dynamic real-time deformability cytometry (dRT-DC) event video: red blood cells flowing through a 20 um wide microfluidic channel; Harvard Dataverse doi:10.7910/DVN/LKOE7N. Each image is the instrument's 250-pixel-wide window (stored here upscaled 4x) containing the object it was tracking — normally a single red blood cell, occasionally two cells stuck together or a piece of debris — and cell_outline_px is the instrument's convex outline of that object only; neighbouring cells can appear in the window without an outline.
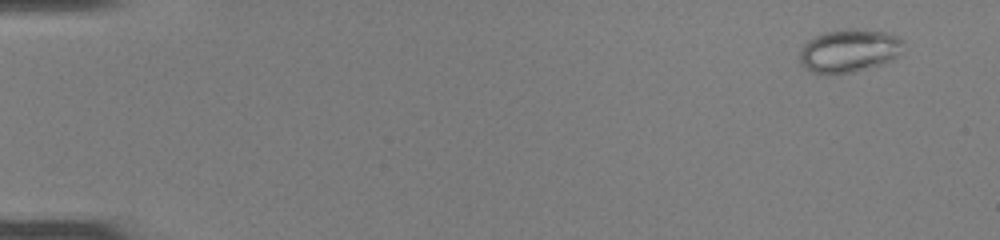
{"species": "common noctule bat (a hibernating species)", "species_latin": "Nyctalus noctula", "temperature_condition": "room temperature", "stored_images_in_passage": 51, "camera_frame_rate_fps": 3000, "um_per_image_px": 0.085, "animal": {"sex": "female", "body_mass_g": 22.0, "forearm_length_mm": 56.7}, "frame": {"image": 1, "passage_image": 4, "time_ms": 1.0, "image_size_px": [1000, 240], "cell_outline_px": [[900, 56], [896, 60], [852, 72], [812, 72], [804, 68], [800, 64], [800, 52], [804, 44], [808, 40], [824, 32], [848, 28], [856, 28], [888, 32], [896, 36], [900, 40]], "centroid_in_image_um": [72.18, 4.29], "position_along_channel_um": 12.8, "area_um2": 25.84}}
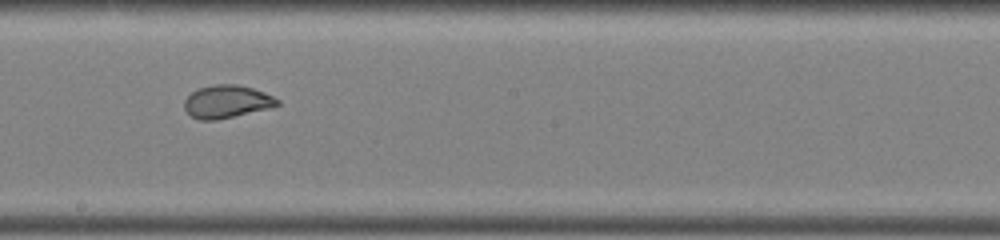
{"frame": {"image": 2, "passage_image": 30, "time_ms": 9.667, "image_size_px": [1000, 240], "cell_outline_px": [[280, 104], [268, 108], [216, 120], [200, 120], [192, 116], [184, 108], [184, 100], [192, 92], [200, 88], [212, 84], [236, 84], [252, 88], [264, 92], [280, 100]], "centroid_in_image_um": [19.26, 8.63], "position_along_channel_um": 228.9, "area_um2": 17.57}}
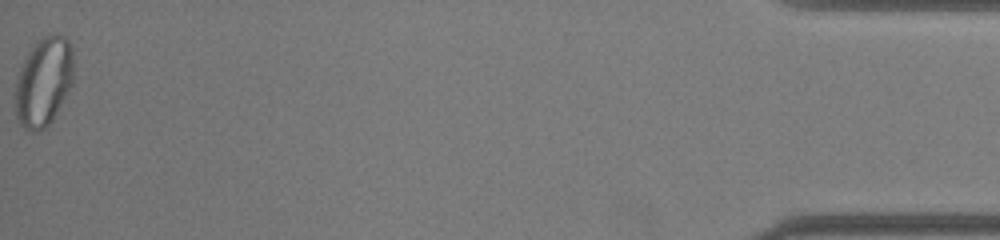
{"frame": {"image": 3, "passage_image": 51, "time_ms": 16.667, "image_size_px": [1000, 240], "cell_outline_px": [[72, 84], [52, 120], [40, 132], [32, 132], [24, 128], [20, 124], [16, 116], [12, 96], [12, 92], [20, 68], [32, 44], [44, 36], [52, 32], [56, 32], [64, 36], [68, 40], [72, 48]], "centroid_in_image_um": [3.66, 6.94], "position_along_channel_um": 431.5, "area_um2": 30.81}, "authors_computed_cell_mechanics": {"area_um2": 22.3686, "velocity_mm_per_s": 4.1173, "shape_relaxation_time_tau1_ms": 5.2827, "shape_relaxation_time_tau2_ms": null, "deformation_change_tau1": 0.164, "deformation_change_tau2": null}}